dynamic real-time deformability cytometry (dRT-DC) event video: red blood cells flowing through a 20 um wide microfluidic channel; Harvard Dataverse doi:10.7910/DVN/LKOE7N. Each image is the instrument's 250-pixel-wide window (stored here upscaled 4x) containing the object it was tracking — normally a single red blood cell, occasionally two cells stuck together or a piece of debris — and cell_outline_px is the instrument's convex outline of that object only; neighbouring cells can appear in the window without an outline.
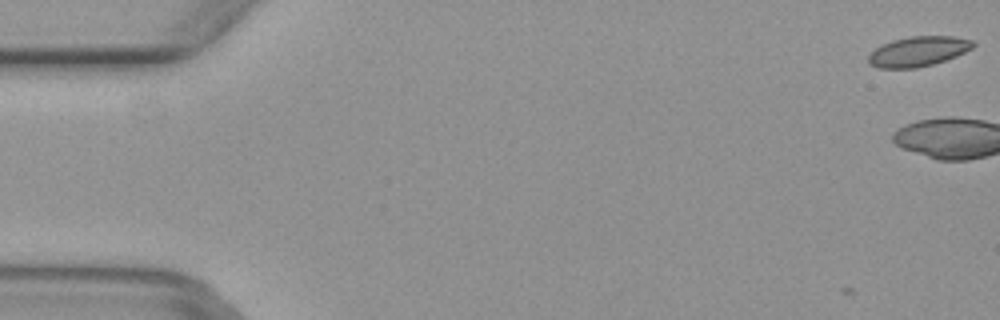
{"species": "common noctule bat (a hibernating species)", "species_latin": "Nyctalus noctula", "temperature_condition": "warm", "stored_images_in_passage": 4, "camera_frame_rate_fps": 3000, "um_per_image_px": 0.085, "animal": {"sex": "female", "body_mass_g": 29.2, "forearm_length_mm": 56.3}, "frame": {"image": 1, "passage_image": 1, "time_ms": 0.0, "image_size_px": [1000, 320], "cell_outline_px": [[976, 44], [972, 48], [956, 56], [932, 64], [916, 68], [876, 68], [868, 64], [868, 56], [876, 48], [892, 40], [908, 36], [952, 36], [972, 40]], "centroid_in_image_um": [78.03, 4.37], "position_along_channel_um": 7.0, "area_um2": 18.21}}